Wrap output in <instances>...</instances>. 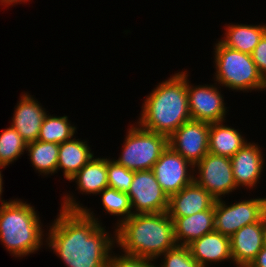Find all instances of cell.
Instances as JSON below:
<instances>
[{
	"mask_svg": "<svg viewBox=\"0 0 266 267\" xmlns=\"http://www.w3.org/2000/svg\"><path fill=\"white\" fill-rule=\"evenodd\" d=\"M187 247L200 267H209L208 264H216L227 260L233 261L230 237L216 231L203 235Z\"/></svg>",
	"mask_w": 266,
	"mask_h": 267,
	"instance_id": "17",
	"label": "cell"
},
{
	"mask_svg": "<svg viewBox=\"0 0 266 267\" xmlns=\"http://www.w3.org/2000/svg\"><path fill=\"white\" fill-rule=\"evenodd\" d=\"M27 143L12 125L0 134V167L6 166L17 160L25 151Z\"/></svg>",
	"mask_w": 266,
	"mask_h": 267,
	"instance_id": "25",
	"label": "cell"
},
{
	"mask_svg": "<svg viewBox=\"0 0 266 267\" xmlns=\"http://www.w3.org/2000/svg\"><path fill=\"white\" fill-rule=\"evenodd\" d=\"M29 0H0V4L2 6H5V7H9L13 4H18V3H22V2H27Z\"/></svg>",
	"mask_w": 266,
	"mask_h": 267,
	"instance_id": "32",
	"label": "cell"
},
{
	"mask_svg": "<svg viewBox=\"0 0 266 267\" xmlns=\"http://www.w3.org/2000/svg\"><path fill=\"white\" fill-rule=\"evenodd\" d=\"M262 149L256 143L246 142L243 147L230 158L236 187L246 189L256 187L265 165ZM258 182V183H257Z\"/></svg>",
	"mask_w": 266,
	"mask_h": 267,
	"instance_id": "13",
	"label": "cell"
},
{
	"mask_svg": "<svg viewBox=\"0 0 266 267\" xmlns=\"http://www.w3.org/2000/svg\"><path fill=\"white\" fill-rule=\"evenodd\" d=\"M35 208L20 199L0 204V241L13 256L24 257L43 246V230Z\"/></svg>",
	"mask_w": 266,
	"mask_h": 267,
	"instance_id": "4",
	"label": "cell"
},
{
	"mask_svg": "<svg viewBox=\"0 0 266 267\" xmlns=\"http://www.w3.org/2000/svg\"><path fill=\"white\" fill-rule=\"evenodd\" d=\"M215 198L195 181L169 197L168 214L174 221L177 217L190 216L209 210Z\"/></svg>",
	"mask_w": 266,
	"mask_h": 267,
	"instance_id": "16",
	"label": "cell"
},
{
	"mask_svg": "<svg viewBox=\"0 0 266 267\" xmlns=\"http://www.w3.org/2000/svg\"><path fill=\"white\" fill-rule=\"evenodd\" d=\"M26 151L31 164L40 175L57 173L59 144L36 140L27 144Z\"/></svg>",
	"mask_w": 266,
	"mask_h": 267,
	"instance_id": "23",
	"label": "cell"
},
{
	"mask_svg": "<svg viewBox=\"0 0 266 267\" xmlns=\"http://www.w3.org/2000/svg\"><path fill=\"white\" fill-rule=\"evenodd\" d=\"M226 204L222 199L215 200L214 223L216 232L230 237L243 226L261 220L266 210V197Z\"/></svg>",
	"mask_w": 266,
	"mask_h": 267,
	"instance_id": "7",
	"label": "cell"
},
{
	"mask_svg": "<svg viewBox=\"0 0 266 267\" xmlns=\"http://www.w3.org/2000/svg\"><path fill=\"white\" fill-rule=\"evenodd\" d=\"M70 181L82 194H99L108 187L107 158L93 157Z\"/></svg>",
	"mask_w": 266,
	"mask_h": 267,
	"instance_id": "22",
	"label": "cell"
},
{
	"mask_svg": "<svg viewBox=\"0 0 266 267\" xmlns=\"http://www.w3.org/2000/svg\"><path fill=\"white\" fill-rule=\"evenodd\" d=\"M76 129V126L69 122L68 116L58 117L46 113L37 140L61 144L71 140L76 134Z\"/></svg>",
	"mask_w": 266,
	"mask_h": 267,
	"instance_id": "24",
	"label": "cell"
},
{
	"mask_svg": "<svg viewBox=\"0 0 266 267\" xmlns=\"http://www.w3.org/2000/svg\"><path fill=\"white\" fill-rule=\"evenodd\" d=\"M173 224L178 246H188L203 235L215 231L214 205L209 210L177 217Z\"/></svg>",
	"mask_w": 266,
	"mask_h": 267,
	"instance_id": "18",
	"label": "cell"
},
{
	"mask_svg": "<svg viewBox=\"0 0 266 267\" xmlns=\"http://www.w3.org/2000/svg\"><path fill=\"white\" fill-rule=\"evenodd\" d=\"M127 131L120 157L113 160L132 171L153 169L168 146V137L145 130L137 123Z\"/></svg>",
	"mask_w": 266,
	"mask_h": 267,
	"instance_id": "6",
	"label": "cell"
},
{
	"mask_svg": "<svg viewBox=\"0 0 266 267\" xmlns=\"http://www.w3.org/2000/svg\"><path fill=\"white\" fill-rule=\"evenodd\" d=\"M191 85L187 74V94L190 117L192 120L207 123L225 122L227 108L219 85Z\"/></svg>",
	"mask_w": 266,
	"mask_h": 267,
	"instance_id": "12",
	"label": "cell"
},
{
	"mask_svg": "<svg viewBox=\"0 0 266 267\" xmlns=\"http://www.w3.org/2000/svg\"><path fill=\"white\" fill-rule=\"evenodd\" d=\"M224 38L220 42L234 50L252 54L259 40L266 33L264 25L228 24Z\"/></svg>",
	"mask_w": 266,
	"mask_h": 267,
	"instance_id": "21",
	"label": "cell"
},
{
	"mask_svg": "<svg viewBox=\"0 0 266 267\" xmlns=\"http://www.w3.org/2000/svg\"><path fill=\"white\" fill-rule=\"evenodd\" d=\"M62 199L61 210L45 235L46 246L66 267H107L115 235L107 232L93 211L79 205L72 195L67 193Z\"/></svg>",
	"mask_w": 266,
	"mask_h": 267,
	"instance_id": "1",
	"label": "cell"
},
{
	"mask_svg": "<svg viewBox=\"0 0 266 267\" xmlns=\"http://www.w3.org/2000/svg\"><path fill=\"white\" fill-rule=\"evenodd\" d=\"M262 227H263V233H264V243L266 246V210L264 211L262 215Z\"/></svg>",
	"mask_w": 266,
	"mask_h": 267,
	"instance_id": "33",
	"label": "cell"
},
{
	"mask_svg": "<svg viewBox=\"0 0 266 267\" xmlns=\"http://www.w3.org/2000/svg\"><path fill=\"white\" fill-rule=\"evenodd\" d=\"M127 194L133 214H154L168 211L169 197L160 187L152 169L134 171Z\"/></svg>",
	"mask_w": 266,
	"mask_h": 267,
	"instance_id": "9",
	"label": "cell"
},
{
	"mask_svg": "<svg viewBox=\"0 0 266 267\" xmlns=\"http://www.w3.org/2000/svg\"><path fill=\"white\" fill-rule=\"evenodd\" d=\"M222 122L210 123L209 153L231 158L247 142L239 129L223 125Z\"/></svg>",
	"mask_w": 266,
	"mask_h": 267,
	"instance_id": "20",
	"label": "cell"
},
{
	"mask_svg": "<svg viewBox=\"0 0 266 267\" xmlns=\"http://www.w3.org/2000/svg\"><path fill=\"white\" fill-rule=\"evenodd\" d=\"M194 172L197 175V177L194 176V181L209 192L215 200L222 199L225 194L228 195L238 189L233 176L231 160L228 157L208 152L194 166Z\"/></svg>",
	"mask_w": 266,
	"mask_h": 267,
	"instance_id": "8",
	"label": "cell"
},
{
	"mask_svg": "<svg viewBox=\"0 0 266 267\" xmlns=\"http://www.w3.org/2000/svg\"><path fill=\"white\" fill-rule=\"evenodd\" d=\"M187 73H175L152 90L142 104L137 124L145 130L170 137L181 125L191 120Z\"/></svg>",
	"mask_w": 266,
	"mask_h": 267,
	"instance_id": "3",
	"label": "cell"
},
{
	"mask_svg": "<svg viewBox=\"0 0 266 267\" xmlns=\"http://www.w3.org/2000/svg\"><path fill=\"white\" fill-rule=\"evenodd\" d=\"M114 234L124 254L152 261L178 246L168 212L133 214L116 226Z\"/></svg>",
	"mask_w": 266,
	"mask_h": 267,
	"instance_id": "2",
	"label": "cell"
},
{
	"mask_svg": "<svg viewBox=\"0 0 266 267\" xmlns=\"http://www.w3.org/2000/svg\"><path fill=\"white\" fill-rule=\"evenodd\" d=\"M98 195H101L102 205L107 213L120 216L116 226L133 215L130 198L126 192L107 187Z\"/></svg>",
	"mask_w": 266,
	"mask_h": 267,
	"instance_id": "26",
	"label": "cell"
},
{
	"mask_svg": "<svg viewBox=\"0 0 266 267\" xmlns=\"http://www.w3.org/2000/svg\"><path fill=\"white\" fill-rule=\"evenodd\" d=\"M93 157L87 141L72 138L59 144L57 171L63 169L64 177L70 181Z\"/></svg>",
	"mask_w": 266,
	"mask_h": 267,
	"instance_id": "19",
	"label": "cell"
},
{
	"mask_svg": "<svg viewBox=\"0 0 266 267\" xmlns=\"http://www.w3.org/2000/svg\"><path fill=\"white\" fill-rule=\"evenodd\" d=\"M231 255L236 267H248L265 246L262 218L230 236Z\"/></svg>",
	"mask_w": 266,
	"mask_h": 267,
	"instance_id": "14",
	"label": "cell"
},
{
	"mask_svg": "<svg viewBox=\"0 0 266 267\" xmlns=\"http://www.w3.org/2000/svg\"><path fill=\"white\" fill-rule=\"evenodd\" d=\"M251 55L259 73L266 80V33L259 40Z\"/></svg>",
	"mask_w": 266,
	"mask_h": 267,
	"instance_id": "30",
	"label": "cell"
},
{
	"mask_svg": "<svg viewBox=\"0 0 266 267\" xmlns=\"http://www.w3.org/2000/svg\"><path fill=\"white\" fill-rule=\"evenodd\" d=\"M15 107L11 125L28 144L38 139L46 109L29 93L22 94Z\"/></svg>",
	"mask_w": 266,
	"mask_h": 267,
	"instance_id": "15",
	"label": "cell"
},
{
	"mask_svg": "<svg viewBox=\"0 0 266 267\" xmlns=\"http://www.w3.org/2000/svg\"><path fill=\"white\" fill-rule=\"evenodd\" d=\"M214 50L216 83L233 91L266 90V80L259 73L251 54L231 49L219 40Z\"/></svg>",
	"mask_w": 266,
	"mask_h": 267,
	"instance_id": "5",
	"label": "cell"
},
{
	"mask_svg": "<svg viewBox=\"0 0 266 267\" xmlns=\"http://www.w3.org/2000/svg\"><path fill=\"white\" fill-rule=\"evenodd\" d=\"M2 168L0 167V202L2 201H5V200H2L1 199V195H2V192H3V175H2Z\"/></svg>",
	"mask_w": 266,
	"mask_h": 267,
	"instance_id": "34",
	"label": "cell"
},
{
	"mask_svg": "<svg viewBox=\"0 0 266 267\" xmlns=\"http://www.w3.org/2000/svg\"><path fill=\"white\" fill-rule=\"evenodd\" d=\"M210 123L189 120L170 137L168 145L195 166L208 152Z\"/></svg>",
	"mask_w": 266,
	"mask_h": 267,
	"instance_id": "11",
	"label": "cell"
},
{
	"mask_svg": "<svg viewBox=\"0 0 266 267\" xmlns=\"http://www.w3.org/2000/svg\"><path fill=\"white\" fill-rule=\"evenodd\" d=\"M248 267H266V246L258 252L256 258Z\"/></svg>",
	"mask_w": 266,
	"mask_h": 267,
	"instance_id": "31",
	"label": "cell"
},
{
	"mask_svg": "<svg viewBox=\"0 0 266 267\" xmlns=\"http://www.w3.org/2000/svg\"><path fill=\"white\" fill-rule=\"evenodd\" d=\"M107 267H157L154 263H152V260L138 257V256H132V255H116L112 254L109 258V263Z\"/></svg>",
	"mask_w": 266,
	"mask_h": 267,
	"instance_id": "29",
	"label": "cell"
},
{
	"mask_svg": "<svg viewBox=\"0 0 266 267\" xmlns=\"http://www.w3.org/2000/svg\"><path fill=\"white\" fill-rule=\"evenodd\" d=\"M108 187L121 192H128L133 180L134 171L107 159Z\"/></svg>",
	"mask_w": 266,
	"mask_h": 267,
	"instance_id": "27",
	"label": "cell"
},
{
	"mask_svg": "<svg viewBox=\"0 0 266 267\" xmlns=\"http://www.w3.org/2000/svg\"><path fill=\"white\" fill-rule=\"evenodd\" d=\"M152 170L168 197L194 181V166L169 145L162 152Z\"/></svg>",
	"mask_w": 266,
	"mask_h": 267,
	"instance_id": "10",
	"label": "cell"
},
{
	"mask_svg": "<svg viewBox=\"0 0 266 267\" xmlns=\"http://www.w3.org/2000/svg\"><path fill=\"white\" fill-rule=\"evenodd\" d=\"M162 256L163 261L157 267H200L187 246H177L166 251L160 258Z\"/></svg>",
	"mask_w": 266,
	"mask_h": 267,
	"instance_id": "28",
	"label": "cell"
}]
</instances>
